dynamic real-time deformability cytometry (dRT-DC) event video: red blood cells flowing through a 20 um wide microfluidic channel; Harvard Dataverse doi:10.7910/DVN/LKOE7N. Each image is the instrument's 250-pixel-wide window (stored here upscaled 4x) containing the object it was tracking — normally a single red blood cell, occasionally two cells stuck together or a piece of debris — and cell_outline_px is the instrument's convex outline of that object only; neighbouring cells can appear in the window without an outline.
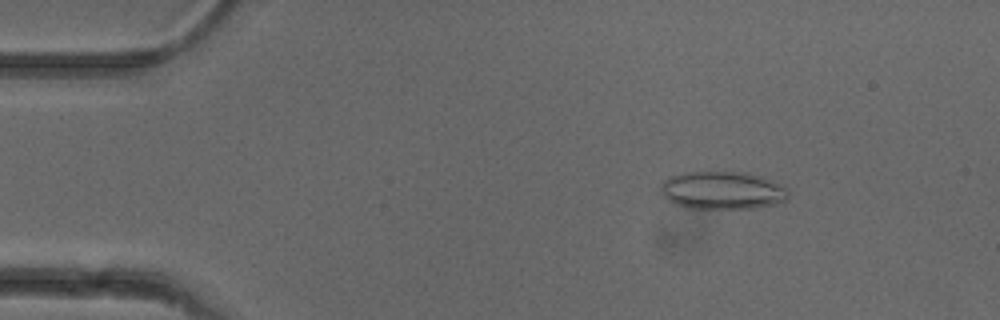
{"species": "common noctule bat (a hibernating species)", "species_latin": "Nyctalus noctula", "temperature_condition": "cold", "stored_images_in_passage": 49, "camera_frame_rate_fps": 3000, "um_per_image_px": 0.085, "animal": {"sex": "female"}, "frame": {"image": 1, "passage_image": 5, "time_ms": 1.333, "image_size_px": [1000, 320], "cell_outline_px": [[788, 200], [776, 204], [752, 208], [688, 208], [676, 204], [668, 200], [664, 196], [660, 188], [664, 180], [668, 176], [684, 172], [744, 172], [760, 176], [772, 180], [788, 188]], "centroid_in_image_um": [61.42, 16.18], "position_along_channel_um": 23.6, "area_um2": 28.26}}
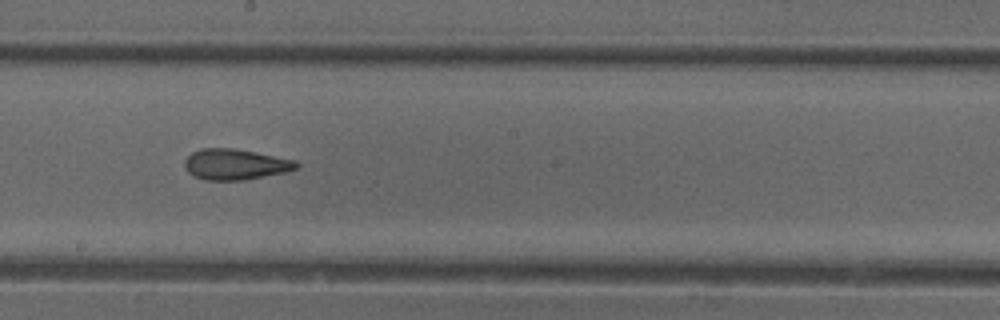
{"frame": {"image": 2, "passage_image": 26, "time_ms": 8.333, "image_size_px": [1000, 320], "cell_outline_px": [[300, 168], [288, 172], [244, 180], [204, 180], [192, 176], [184, 168], [184, 160], [192, 152], [200, 148], [236, 148], [296, 160], [300, 164]], "centroid_in_image_um": [20.02, 13.97], "position_along_channel_um": 228.2, "area_um2": 20.46}}
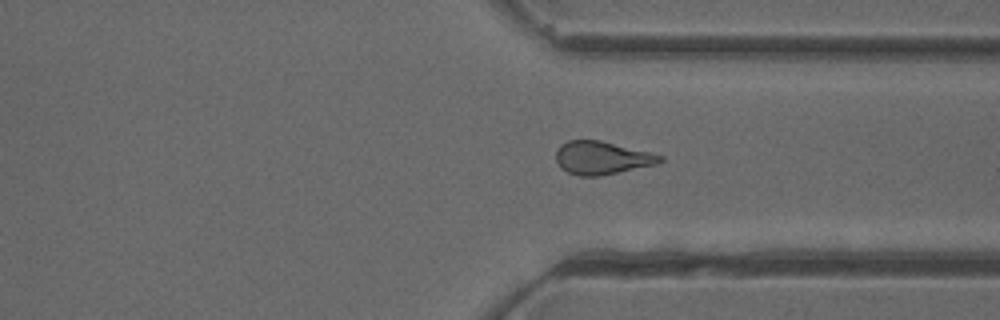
{"frame": {"image": 3, "passage_image": 36, "time_ms": 11.667, "image_size_px": [1000, 320], "cell_outline_px": [[664, 160], [656, 164], [600, 176], [580, 176], [568, 172], [560, 168], [556, 160], [556, 148], [560, 144], [568, 140], [600, 140], [664, 156]], "centroid_in_image_um": [51.12, 13.41], "position_along_channel_um": 360.3, "area_um2": 20.0}, "authors_computed_cell_mechanics": {"area_um2": 20.4612, "velocity_mm_per_s": 3.9735, "shape_relaxation_time_tau1_ms": null, "shape_relaxation_time_tau2_ms": 2.3033, "deformation_change_tau1": null, "deformation_change_tau2": 0.0979}}